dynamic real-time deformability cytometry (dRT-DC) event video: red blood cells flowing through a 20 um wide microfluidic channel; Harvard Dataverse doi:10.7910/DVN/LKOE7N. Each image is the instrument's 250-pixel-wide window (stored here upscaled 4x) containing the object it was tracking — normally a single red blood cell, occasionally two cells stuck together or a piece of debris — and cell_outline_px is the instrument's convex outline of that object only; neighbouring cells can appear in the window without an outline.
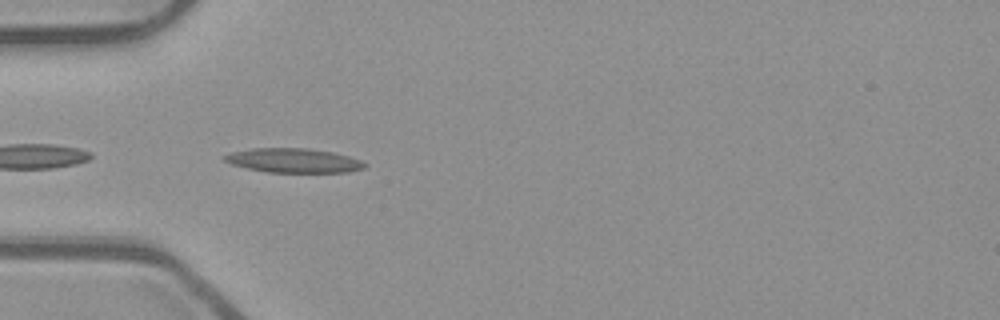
{"species": "common noctule bat (a hibernating species)", "species_latin": "Nyctalus noctula", "temperature_condition": "room temperature", "stored_images_in_passage": 38, "camera_frame_rate_fps": 3000, "um_per_image_px": 0.085, "animal": {"sex": "male", "body_mass_g": 23.1, "forearm_length_mm": 52.7}, "frame": {"image": 1, "passage_image": 2, "time_ms": 0.333, "image_size_px": [1000, 320], "cell_outline_px": [[368, 164], [364, 168], [348, 172], [268, 172], [248, 168], [232, 164], [224, 160], [224, 156], [232, 152], [252, 148], [308, 148], [332, 152], [348, 156], [360, 160]], "centroid_in_image_um": [24.98, 13.64], "position_along_channel_um": 60.0, "area_um2": 19.65}}
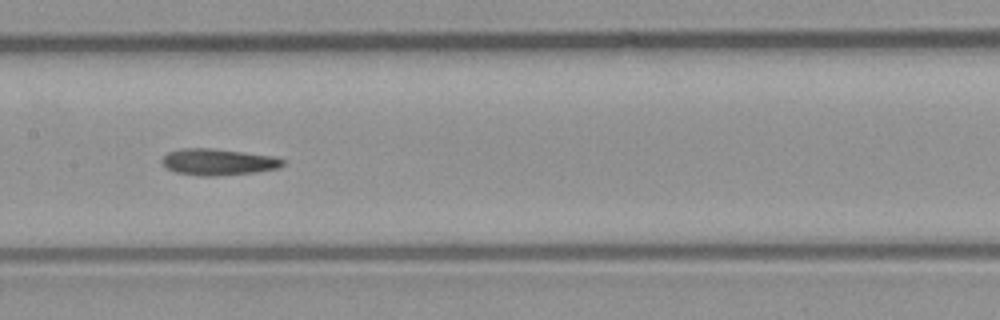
{"frame": {"image": 2, "passage_image": 12, "time_ms": 3.667, "image_size_px": [1000, 320], "cell_outline_px": [[284, 164], [280, 168], [256, 172], [216, 176], [200, 176], [176, 172], [168, 168], [160, 160], [168, 152], [180, 148], [212, 148], [244, 152], [272, 156], [284, 160]], "centroid_in_image_um": [18.54, 13.76], "position_along_channel_um": 188.9, "area_um2": 18.61}}
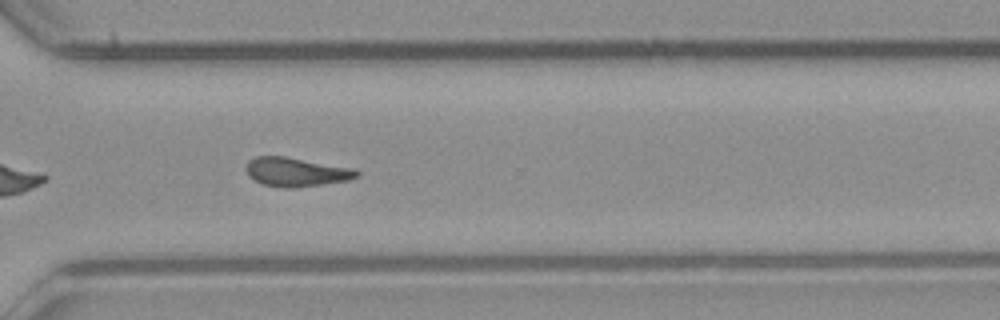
{"frame": {"image": 3, "passage_image": 24, "time_ms": 7.667, "image_size_px": [1000, 320], "cell_outline_px": [[360, 176], [348, 180], [292, 188], [284, 188], [264, 184], [248, 176], [244, 168], [248, 160], [256, 156], [284, 156], [352, 168], [360, 172]], "centroid_in_image_um": [25.14, 14.61], "position_along_channel_um": 345.5, "area_um2": 18.55}, "authors_computed_cell_mechanics": {"area_um2": 18.3804, "velocity_mm_per_s": 3.9315, "shape_relaxation_time_tau1_ms": null, "shape_relaxation_time_tau2_ms": 7.788, "deformation_change_tau1": null, "deformation_change_tau2": 0.1746}}